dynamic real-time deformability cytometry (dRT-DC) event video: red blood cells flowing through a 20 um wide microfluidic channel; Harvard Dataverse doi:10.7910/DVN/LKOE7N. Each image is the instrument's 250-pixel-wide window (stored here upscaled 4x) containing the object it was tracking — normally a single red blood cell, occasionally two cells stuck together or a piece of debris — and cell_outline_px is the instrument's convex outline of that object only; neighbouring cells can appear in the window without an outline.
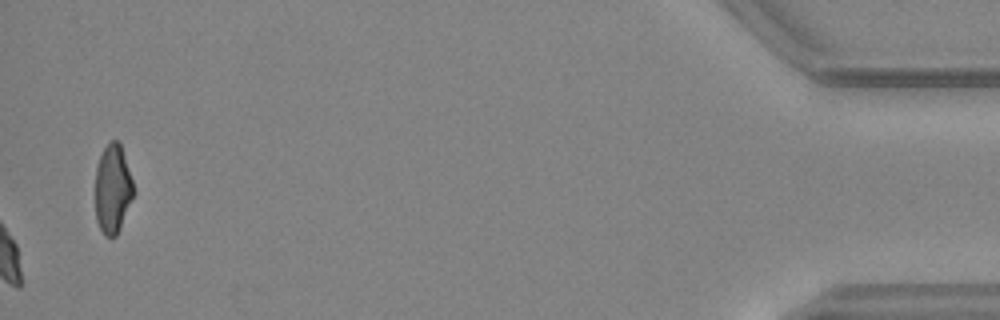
{"species": "common noctule bat (a hibernating species)", "species_latin": "Nyctalus noctula", "temperature_condition": "warm", "stored_images_in_passage": 48, "camera_frame_rate_fps": 3000, "um_per_image_px": 0.085, "animal": {"sex": "female", "body_mass_g": 24.6, "forearm_length_mm": 56.2}, "frame": {"image": 1, "passage_image": 48, "time_ms": 15.667, "image_size_px": [1000, 320], "cell_outline_px": [[136, 192], [120, 228], [116, 236], [104, 236], [96, 220], [96, 168], [100, 156], [104, 148], [112, 140], [116, 140], [120, 144]], "centroid_in_image_um": [9.59, 16.09], "position_along_channel_um": 425.6, "area_um2": 19.65}, "authors_computed_cell_mechanics": {"area_um2": 21.675, "velocity_mm_per_s": 3.7443, "shape_relaxation_time_tau1_ms": 4.6742, "shape_relaxation_time_tau2_ms": 1.7443, "deformation_change_tau1": 0.1525, "deformation_change_tau2": 0.0559}}